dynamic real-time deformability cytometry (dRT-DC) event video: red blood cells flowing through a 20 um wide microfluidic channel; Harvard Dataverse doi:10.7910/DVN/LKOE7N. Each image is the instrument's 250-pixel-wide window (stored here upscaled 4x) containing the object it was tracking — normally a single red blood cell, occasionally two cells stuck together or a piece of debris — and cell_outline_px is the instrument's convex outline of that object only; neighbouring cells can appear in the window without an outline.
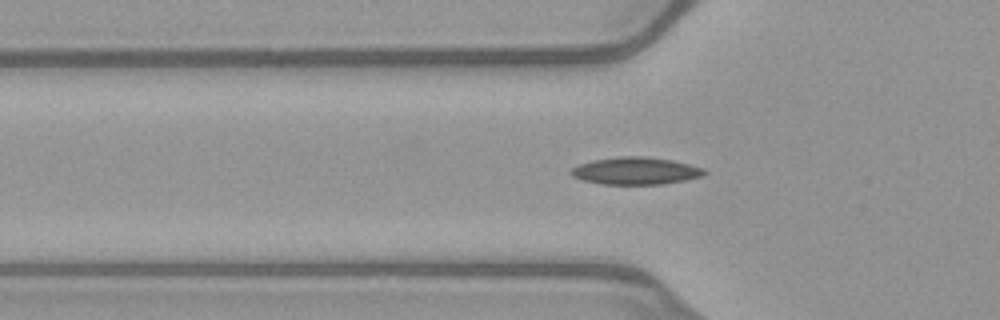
{"species": "common noctule bat (a hibernating species)", "species_latin": "Nyctalus noctula", "temperature_condition": "warm", "stored_images_in_passage": 46, "camera_frame_rate_fps": 3000, "um_per_image_px": 0.085, "animal": {"sex": "female", "body_mass_g": 21.9}, "frame": {"image": 1, "passage_image": 17, "time_ms": 5.333, "image_size_px": [1000, 320], "cell_outline_px": [[708, 172], [704, 176], [664, 184], [600, 184], [584, 180], [572, 176], [568, 172], [572, 168], [580, 164], [592, 160], [620, 156], [640, 156], [672, 160], [704, 168]], "centroid_in_image_um": [54.04, 14.52], "position_along_channel_um": 71.8, "area_um2": 21.21}}
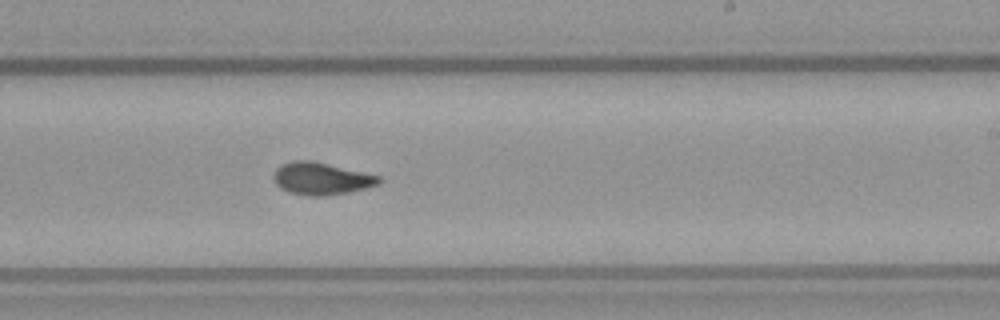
{"frame": {"image": 2, "passage_image": 31, "time_ms": 10.0, "image_size_px": [1000, 320], "cell_outline_px": [[384, 180], [380, 184], [348, 192], [324, 196], [312, 196], [292, 192], [280, 188], [276, 184], [272, 176], [276, 168], [280, 164], [292, 160], [312, 160], [380, 176]], "centroid_in_image_um": [27.3, 15.16], "position_along_channel_um": 261.7, "area_um2": 19.83}}
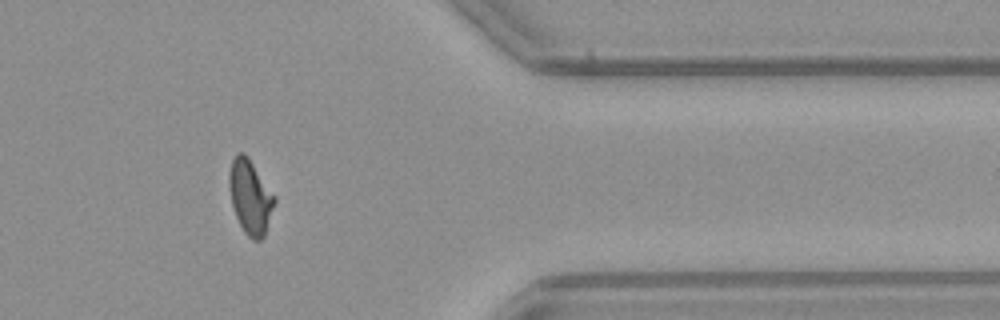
{"frame": {"image": 3, "passage_image": 42, "time_ms": 13.667, "image_size_px": [1000, 320], "cell_outline_px": [[276, 200], [264, 236], [260, 240], [252, 240], [244, 232], [236, 216], [232, 204], [228, 184], [228, 176], [232, 160], [236, 152], [244, 152], [248, 156], [276, 196]], "centroid_in_image_um": [21.27, 16.7], "position_along_channel_um": 390.1, "area_um2": 19.71}}